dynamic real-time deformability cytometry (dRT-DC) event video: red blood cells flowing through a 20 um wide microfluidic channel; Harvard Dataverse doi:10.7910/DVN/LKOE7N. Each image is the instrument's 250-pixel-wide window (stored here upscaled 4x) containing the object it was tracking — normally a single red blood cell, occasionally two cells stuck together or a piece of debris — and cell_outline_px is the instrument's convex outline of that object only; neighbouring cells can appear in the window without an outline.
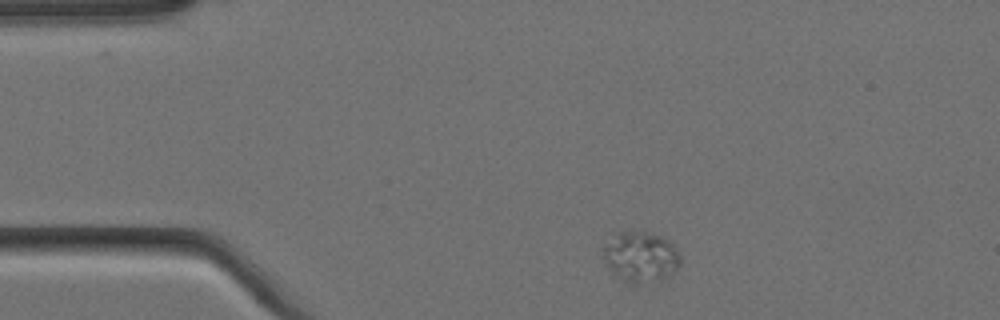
{"species": "Egyptian fruit bat (a non-hibernating species)", "species_latin": "Rousettus aegyptiacus", "temperature_condition": "cold", "stored_images_in_passage": 3, "camera_frame_rate_fps": 3000, "um_per_image_px": 0.085, "animal": {"sex": "female"}, "frame": {"image": 1, "passage_image": 1, "time_ms": 0.0, "image_size_px": [1000, 320], "cell_outline_px": [[680, 264], [668, 276], [636, 284], [628, 284], [612, 272], [604, 260], [604, 244], [612, 232], [632, 228], [660, 236], [668, 240], [672, 244], [680, 256]], "centroid_in_image_um": [54.39, 21.76], "position_along_channel_um": 30.6, "area_um2": 22.95}}